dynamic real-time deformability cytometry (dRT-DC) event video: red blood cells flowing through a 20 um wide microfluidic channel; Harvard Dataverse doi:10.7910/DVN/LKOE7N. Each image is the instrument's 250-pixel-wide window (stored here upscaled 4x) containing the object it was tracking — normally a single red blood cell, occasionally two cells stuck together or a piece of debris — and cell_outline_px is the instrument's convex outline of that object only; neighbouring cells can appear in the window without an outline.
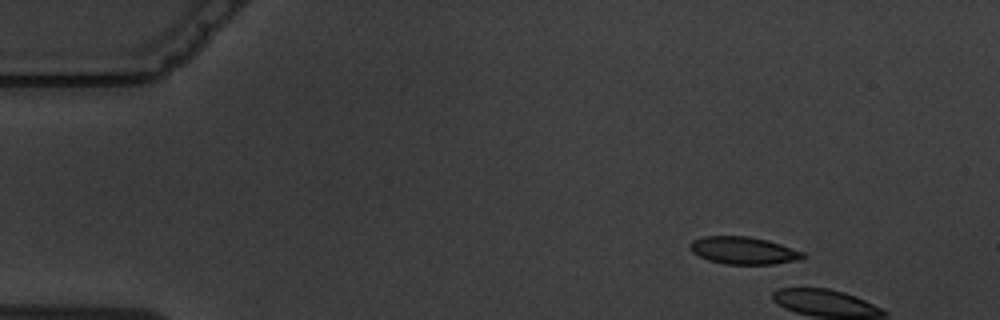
{"species": "common noctule bat (a hibernating species)", "species_latin": "Nyctalus noctula", "temperature_condition": "warm", "stored_images_in_passage": 4, "camera_frame_rate_fps": 3000, "um_per_image_px": 0.085, "animal": {"sex": "male", "body_mass_g": 19.5, "forearm_length_mm": 54.6}, "frame": {"image": 1, "passage_image": 3, "time_ms": 2.333, "image_size_px": [1000, 320], "cell_outline_px": [[804, 256], [796, 260], [772, 264], [724, 264], [708, 260], [692, 252], [688, 248], [688, 244], [692, 240], [704, 236], [748, 236], [768, 240], [804, 252]], "centroid_in_image_um": [63.13, 21.28], "position_along_channel_um": 21.9, "area_um2": 17.98}}